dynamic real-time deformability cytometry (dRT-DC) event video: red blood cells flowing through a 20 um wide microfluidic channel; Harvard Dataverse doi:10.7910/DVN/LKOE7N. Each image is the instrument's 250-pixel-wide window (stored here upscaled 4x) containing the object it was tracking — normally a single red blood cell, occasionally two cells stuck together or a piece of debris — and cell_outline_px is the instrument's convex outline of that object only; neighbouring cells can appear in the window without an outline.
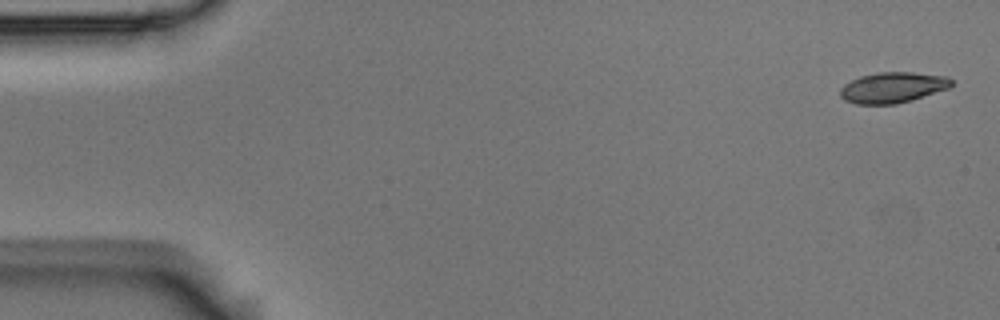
{"species": "Egyptian fruit bat (a non-hibernating species)", "species_latin": "Rousettus aegyptiacus", "temperature_condition": "room temperature", "stored_images_in_passage": 5, "segment_of_instrument_passage": [1, 2], "camera_frame_rate_fps": 3000, "um_per_image_px": 0.085, "animal": {"sex": "male"}, "frame": {"image": 1, "passage_image": 1, "time_ms": 0.0, "image_size_px": [1000, 320], "cell_outline_px": [[952, 84], [948, 88], [912, 100], [896, 104], [856, 104], [844, 100], [840, 96], [840, 88], [844, 84], [860, 76], [880, 72], [912, 72], [948, 76], [952, 80]], "centroid_in_image_um": [75.87, 7.44], "position_along_channel_um": 9.1, "area_um2": 19.88}}